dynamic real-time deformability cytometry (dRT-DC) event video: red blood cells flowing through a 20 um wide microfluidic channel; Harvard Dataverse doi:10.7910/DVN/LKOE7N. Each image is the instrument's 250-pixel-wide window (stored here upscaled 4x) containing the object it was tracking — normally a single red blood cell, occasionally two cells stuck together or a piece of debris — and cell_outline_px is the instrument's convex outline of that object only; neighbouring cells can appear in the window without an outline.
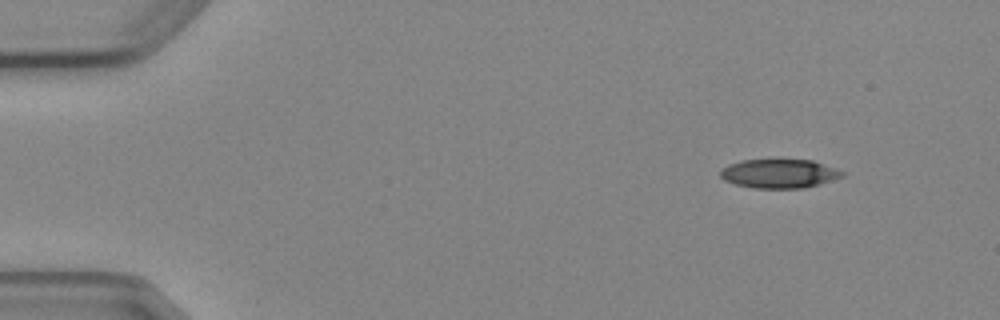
{"species": "Egyptian fruit bat (a non-hibernating species)", "species_latin": "Rousettus aegyptiacus", "temperature_condition": "cold", "stored_images_in_passage": 4, "camera_frame_rate_fps": 3000, "um_per_image_px": 0.085, "animal": {"sex": "female"}, "frame": {"image": 1, "passage_image": 1, "time_ms": 0.0, "image_size_px": [1000, 320], "cell_outline_px": [[844, 176], [832, 180], [804, 188], [752, 188], [736, 184], [724, 180], [720, 176], [720, 168], [728, 164], [740, 160], [772, 156], [776, 156], [812, 160], [844, 172]], "centroid_in_image_um": [66.17, 14.69], "position_along_channel_um": 18.8, "area_um2": 21.56}}
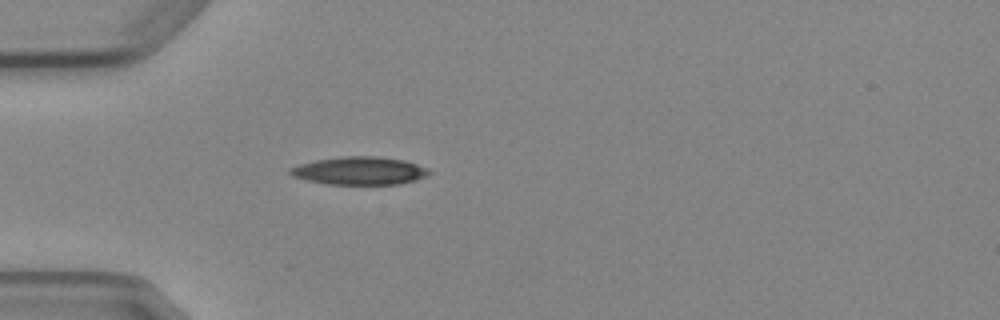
{"frame": {"image": 2, "passage_image": 4, "time_ms": 3.333, "image_size_px": [1000, 320], "cell_outline_px": [[432, 172], [416, 180], [400, 184], [328, 184], [308, 180], [292, 176], [288, 172], [288, 168], [300, 164], [316, 160], [344, 156], [376, 156], [404, 160], [428, 168]], "centroid_in_image_um": [30.56, 14.51], "position_along_channel_um": 54.4, "area_um2": 22.54}}